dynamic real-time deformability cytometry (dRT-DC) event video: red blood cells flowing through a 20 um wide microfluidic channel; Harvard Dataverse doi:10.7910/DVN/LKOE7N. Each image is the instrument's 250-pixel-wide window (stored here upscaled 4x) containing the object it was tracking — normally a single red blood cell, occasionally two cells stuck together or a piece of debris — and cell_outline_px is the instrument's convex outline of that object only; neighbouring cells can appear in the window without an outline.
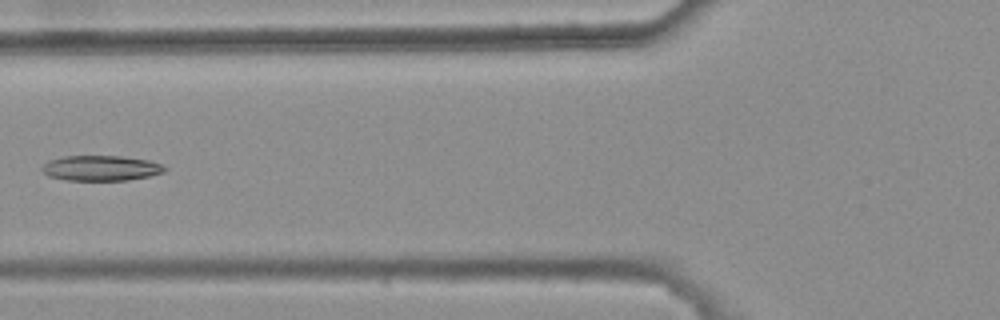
{"species": "common noctule bat (a hibernating species)", "species_latin": "Nyctalus noctula", "temperature_condition": "warm", "stored_images_in_passage": 6, "camera_frame_rate_fps": 3000, "um_per_image_px": 0.085, "animal": {"sex": "female", "body_mass_g": 25.1}, "frame": {"image": 1, "passage_image": 5, "time_ms": 1.333, "image_size_px": [1000, 320], "cell_outline_px": [[168, 168], [164, 172], [148, 176], [128, 180], [68, 180], [48, 176], [40, 168], [48, 160], [64, 156], [120, 156], [148, 160], [160, 164]], "centroid_in_image_um": [8.56, 14.29], "position_along_channel_um": 117.2, "area_um2": 17.98}}
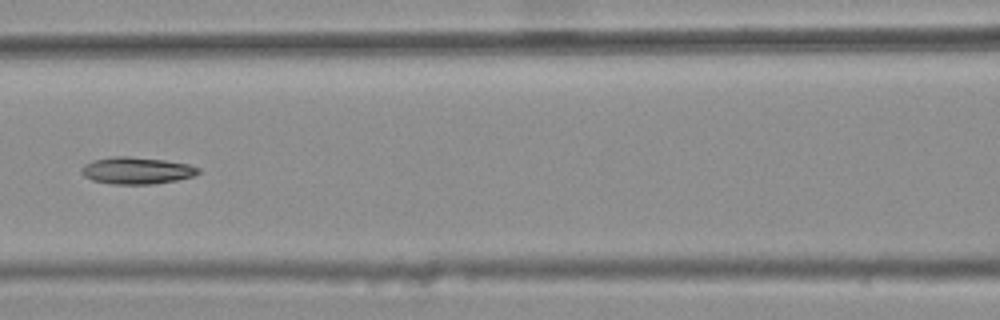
{"frame": {"image": 2, "passage_image": 6, "time_ms": 1.667, "image_size_px": [1000, 320], "cell_outline_px": [[200, 172], [192, 176], [176, 180], [152, 184], [112, 184], [92, 180], [84, 176], [80, 172], [80, 168], [84, 164], [92, 160], [112, 156], [128, 156], [164, 160], [188, 164], [200, 168]], "centroid_in_image_um": [11.57, 14.49], "position_along_channel_um": 155.0, "area_um2": 18.38}}